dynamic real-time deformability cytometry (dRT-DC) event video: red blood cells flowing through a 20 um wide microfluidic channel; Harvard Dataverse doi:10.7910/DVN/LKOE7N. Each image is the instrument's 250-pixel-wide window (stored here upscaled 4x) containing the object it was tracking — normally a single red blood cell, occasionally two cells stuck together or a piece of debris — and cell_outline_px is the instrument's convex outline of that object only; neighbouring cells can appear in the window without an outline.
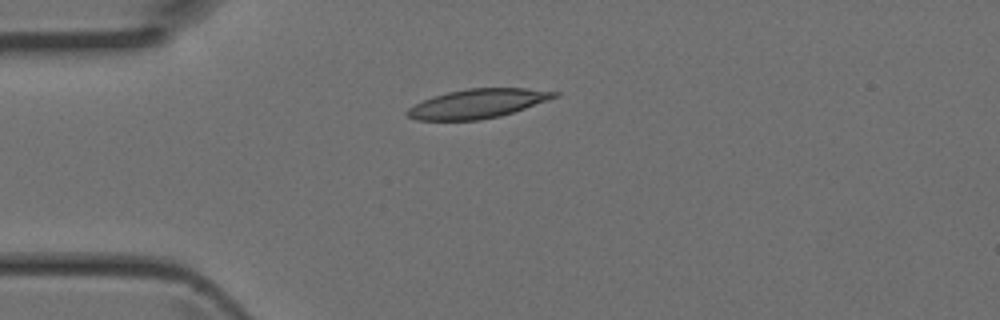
{"species": "Egyptian fruit bat (a non-hibernating species)", "species_latin": "Rousettus aegyptiacus", "temperature_condition": "room temperature", "stored_images_in_passage": 4, "camera_frame_rate_fps": 3000, "um_per_image_px": 0.085, "animal": {"sex": "female"}, "frame": {"image": 1, "passage_image": 3, "time_ms": 0.667, "image_size_px": [1000, 320], "cell_outline_px": [[560, 96], [500, 116], [480, 120], [416, 120], [408, 116], [404, 112], [408, 108], [424, 100], [448, 92], [468, 88], [528, 88], [560, 92]], "centroid_in_image_um": [40.62, 8.8], "position_along_channel_um": 44.4, "area_um2": 24.8}}